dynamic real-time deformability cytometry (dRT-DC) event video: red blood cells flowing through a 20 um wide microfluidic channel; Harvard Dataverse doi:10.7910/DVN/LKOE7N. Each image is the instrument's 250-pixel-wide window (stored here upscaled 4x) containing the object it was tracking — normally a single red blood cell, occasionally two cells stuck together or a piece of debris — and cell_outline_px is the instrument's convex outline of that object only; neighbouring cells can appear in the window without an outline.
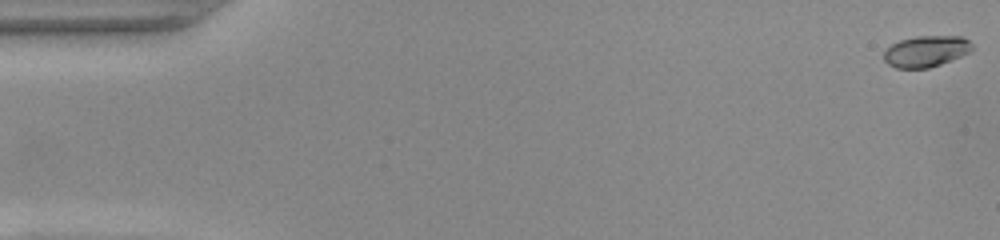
{"species": "common noctule bat (a hibernating species)", "species_latin": "Nyctalus noctula", "temperature_condition": "warm", "stored_images_in_passage": 53, "camera_frame_rate_fps": 3000, "um_per_image_px": 0.085, "animal": {"sex": "female", "body_mass_g": 22.0, "forearm_length_mm": 56.7}, "frame": {"image": 1, "passage_image": 1, "time_ms": 0.0, "image_size_px": [1000, 240], "cell_outline_px": [[972, 48], [968, 52], [960, 56], [940, 64], [928, 68], [896, 68], [888, 64], [884, 60], [884, 48], [900, 40], [916, 36], [960, 36], [968, 40], [972, 44]], "centroid_in_image_um": [78.67, 4.35], "position_along_channel_um": 6.3, "area_um2": 15.95}}
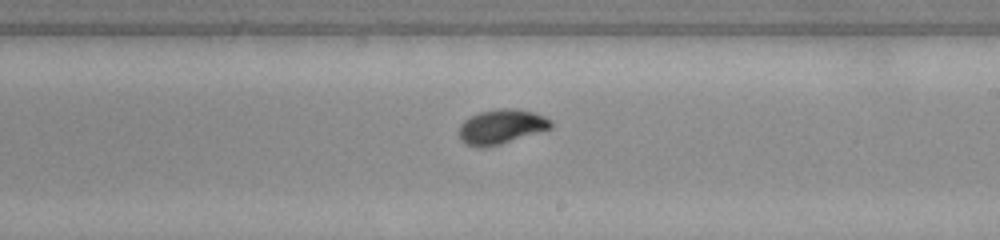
{"frame": {"image": 2, "passage_image": 31, "time_ms": 10.0, "image_size_px": [1000, 240], "cell_outline_px": [[552, 128], [500, 144], [480, 148], [464, 144], [460, 140], [460, 124], [464, 120], [480, 112], [500, 108], [516, 108], [532, 112], [544, 116], [552, 120]], "centroid_in_image_um": [42.61, 10.77], "position_along_channel_um": 246.4, "area_um2": 18.44}}
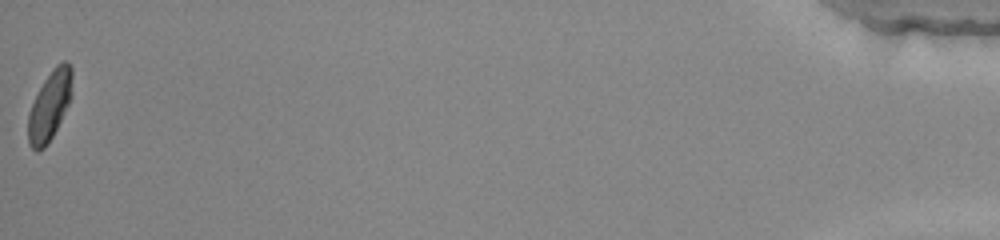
{"frame": {"image": 3, "passage_image": 53, "time_ms": 17.333, "image_size_px": [1000, 240], "cell_outline_px": [[72, 96], [48, 144], [44, 148], [36, 152], [28, 144], [28, 112], [44, 80], [56, 64], [64, 60], [68, 60], [72, 68]], "centroid_in_image_um": [4.23, 8.96], "position_along_channel_um": 431.0, "area_um2": 17.74}, "authors_computed_cell_mechanics": {"area_um2": 17.2822, "velocity_mm_per_s": 3.9072, "shape_relaxation_time_tau1_ms": 2.1291, "shape_relaxation_time_tau2_ms": null, "deformation_change_tau1": 0.1198, "deformation_change_tau2": null}}